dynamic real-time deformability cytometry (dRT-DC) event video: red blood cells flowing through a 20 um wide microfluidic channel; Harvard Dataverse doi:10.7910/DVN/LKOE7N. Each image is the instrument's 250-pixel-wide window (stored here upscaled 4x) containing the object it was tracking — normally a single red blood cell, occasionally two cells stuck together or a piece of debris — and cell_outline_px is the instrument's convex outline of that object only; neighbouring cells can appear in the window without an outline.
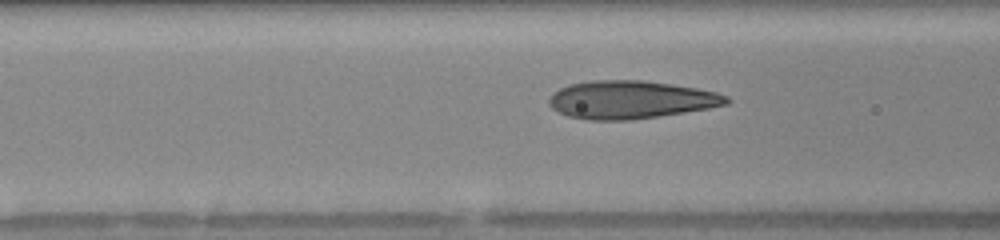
{"species": "human", "species_latin": "Homo sapiens", "temperature_condition": "warm", "stored_images_in_passage": 16, "camera_frame_rate_fps": 3000, "um_per_image_px": 0.085, "donor": {"sex": "female"}, "frame": {"image": 1, "passage_image": 14, "time_ms": 4.333, "image_size_px": [1000, 240], "cell_outline_px": [[732, 100], [728, 104], [708, 108], [684, 112], [632, 120], [588, 120], [568, 116], [552, 108], [548, 104], [548, 100], [560, 88], [568, 84], [588, 80], [644, 80], [672, 84], [696, 88], [716, 92], [728, 96]], "centroid_in_image_um": [53.62, 8.47], "position_along_channel_um": 113.0, "area_um2": 39.3}}